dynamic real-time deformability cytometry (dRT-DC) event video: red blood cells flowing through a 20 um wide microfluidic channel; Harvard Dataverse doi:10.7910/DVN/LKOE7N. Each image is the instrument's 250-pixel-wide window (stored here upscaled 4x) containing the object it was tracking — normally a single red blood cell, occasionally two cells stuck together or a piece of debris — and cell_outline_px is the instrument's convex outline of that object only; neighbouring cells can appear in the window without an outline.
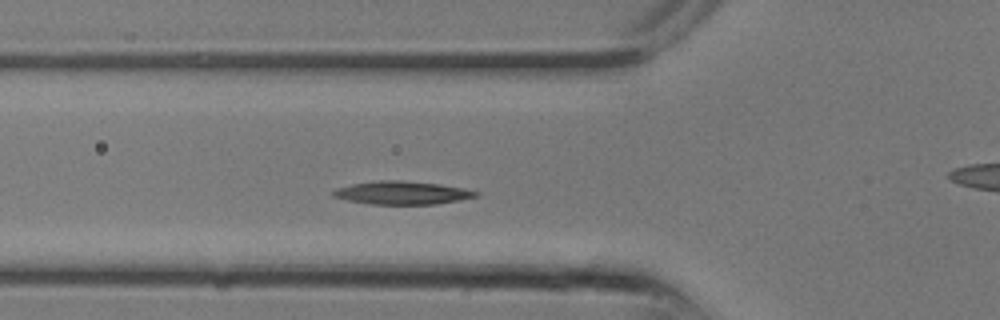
{"species": "common noctule bat (a hibernating species)", "species_latin": "Nyctalus noctula", "temperature_condition": "room temperature", "stored_images_in_passage": 12, "camera_frame_rate_fps": 3000, "um_per_image_px": 0.085, "animal": {"sex": "male", "body_mass_g": 13.3}, "frame": {"image": 1, "passage_image": 7, "time_ms": 2.0, "image_size_px": [1000, 320], "cell_outline_px": [[480, 196], [460, 200], [436, 204], [368, 204], [348, 200], [332, 196], [332, 192], [336, 188], [352, 184], [380, 180], [400, 180], [440, 184], [464, 188], [480, 192]], "centroid_in_image_um": [34.22, 16.39], "position_along_channel_um": 91.6, "area_um2": 19.31}}
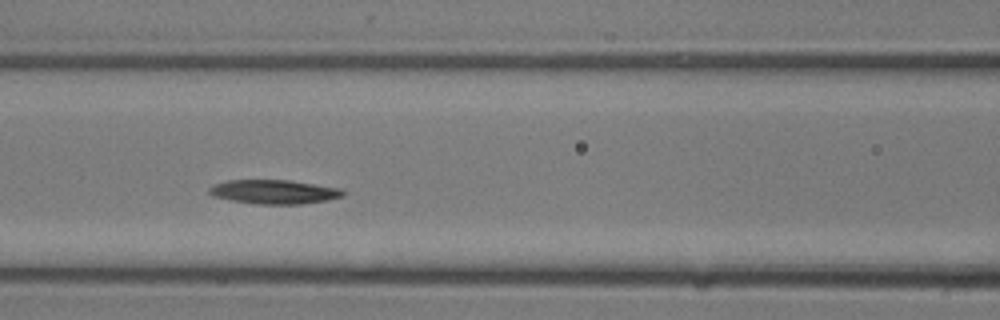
{"frame": {"image": 2, "passage_image": 9, "time_ms": 2.667, "image_size_px": [1000, 320], "cell_outline_px": [[348, 192], [344, 196], [328, 200], [300, 204], [256, 204], [232, 200], [212, 196], [208, 192], [208, 188], [216, 184], [228, 180], [288, 180], [344, 188]], "centroid_in_image_um": [23.37, 16.3], "position_along_channel_um": 143.2, "area_um2": 18.96}}
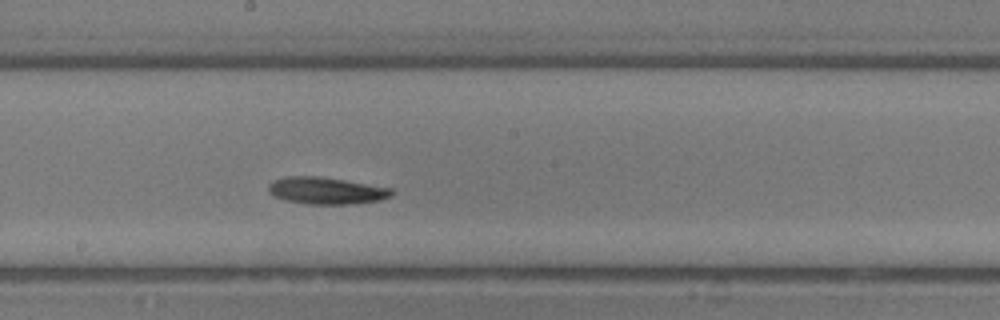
{"frame": {"image": 3, "passage_image": 12, "time_ms": 3.667, "image_size_px": [1000, 320], "cell_outline_px": [[396, 192], [392, 196], [380, 200], [356, 204], [308, 204], [284, 200], [272, 196], [268, 192], [268, 184], [272, 180], [284, 176], [316, 176], [344, 180], [392, 188]], "centroid_in_image_um": [27.72, 16.21], "position_along_channel_um": 220.5, "area_um2": 19.65}}